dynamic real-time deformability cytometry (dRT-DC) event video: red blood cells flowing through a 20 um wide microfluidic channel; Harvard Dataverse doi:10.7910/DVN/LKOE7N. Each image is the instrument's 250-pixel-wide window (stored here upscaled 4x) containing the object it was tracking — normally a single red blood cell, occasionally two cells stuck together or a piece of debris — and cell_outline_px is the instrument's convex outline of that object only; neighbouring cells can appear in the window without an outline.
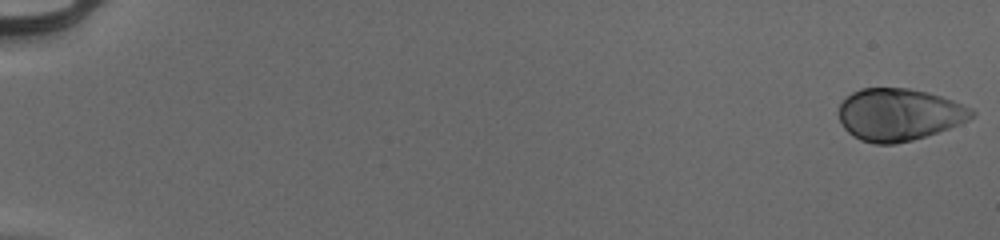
{"species": "human", "species_latin": "Homo sapiens", "temperature_condition": "cold", "stored_images_in_passage": 54, "camera_frame_rate_fps": 3000, "um_per_image_px": 0.085, "donor": {"sex": "male"}, "frame": {"image": 1, "passage_image": 1, "time_ms": 0.0, "image_size_px": [1000, 240], "cell_outline_px": [[976, 112], [968, 120], [948, 128], [912, 140], [896, 144], [876, 144], [860, 140], [852, 136], [844, 128], [840, 120], [840, 104], [852, 92], [860, 88], [908, 88], [928, 92], [952, 100], [972, 108]], "centroid_in_image_um": [76.4, 9.74], "position_along_channel_um": 8.6, "area_um2": 40.23}}
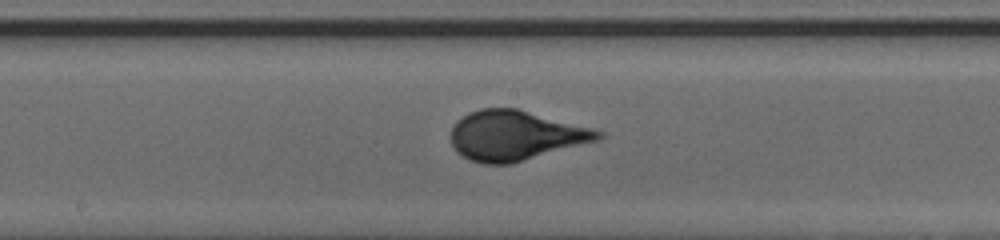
{"frame": {"image": 2, "passage_image": 31, "time_ms": 10.0, "image_size_px": [1000, 240], "cell_outline_px": [[604, 136], [600, 140], [512, 164], [484, 164], [468, 160], [456, 152], [448, 136], [452, 124], [456, 120], [480, 108], [516, 108], [592, 128], [604, 132]], "centroid_in_image_um": [43.78, 11.53], "position_along_channel_um": 204.4, "area_um2": 43.18}}
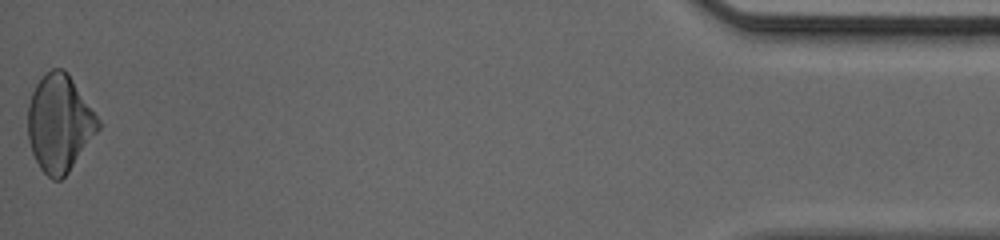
{"frame": {"image": 3, "passage_image": 54, "time_ms": 17.667, "image_size_px": [1000, 240], "cell_outline_px": [[100, 128], [68, 172], [60, 180], [52, 180], [40, 168], [32, 152], [28, 140], [28, 104], [32, 92], [36, 84], [44, 72], [52, 68], [64, 68], [68, 72], [100, 120]], "centroid_in_image_um": [5.04, 10.44], "position_along_channel_um": 430.2, "area_um2": 39.77}, "authors_computed_cell_mechanics": {"area_um2": 40.0843, "velocity_mm_per_s": 3.9938, "shape_relaxation_time_tau1_ms": 3.2859, "shape_relaxation_time_tau2_ms": null, "deformation_change_tau1": 0.1836, "deformation_change_tau2": null}}